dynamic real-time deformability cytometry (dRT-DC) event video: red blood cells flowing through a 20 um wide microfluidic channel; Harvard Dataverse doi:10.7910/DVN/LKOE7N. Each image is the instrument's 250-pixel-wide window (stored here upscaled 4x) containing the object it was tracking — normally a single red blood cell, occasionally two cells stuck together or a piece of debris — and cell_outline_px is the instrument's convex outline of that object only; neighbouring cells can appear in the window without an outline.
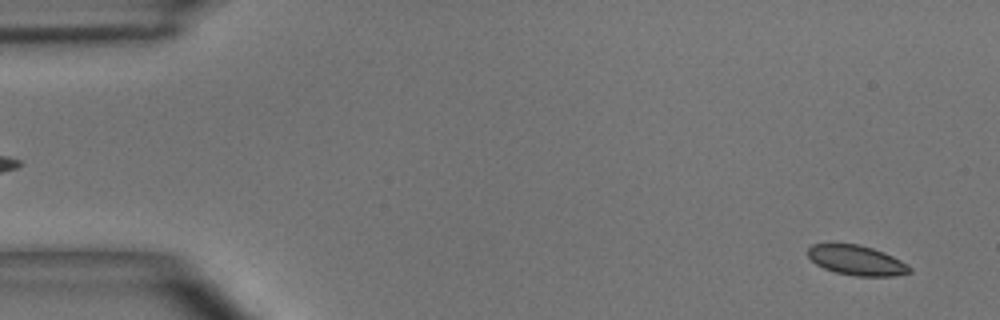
{"species": "common noctule bat (a hibernating species)", "species_latin": "Nyctalus noctula", "temperature_condition": "room temperature", "stored_images_in_passage": 34, "camera_frame_rate_fps": 3000, "um_per_image_px": 0.085, "animal": {"sex": "male", "body_mass_g": 15.6}, "frame": {"image": 1, "passage_image": 2, "time_ms": 0.333, "image_size_px": [1000, 320], "cell_outline_px": [[912, 272], [896, 276], [856, 276], [836, 272], [824, 268], [816, 264], [808, 256], [808, 248], [812, 244], [860, 244], [884, 252], [908, 264], [912, 268]], "centroid_in_image_um": [72.84, 22.13], "position_along_channel_um": 12.2, "area_um2": 17.69}}
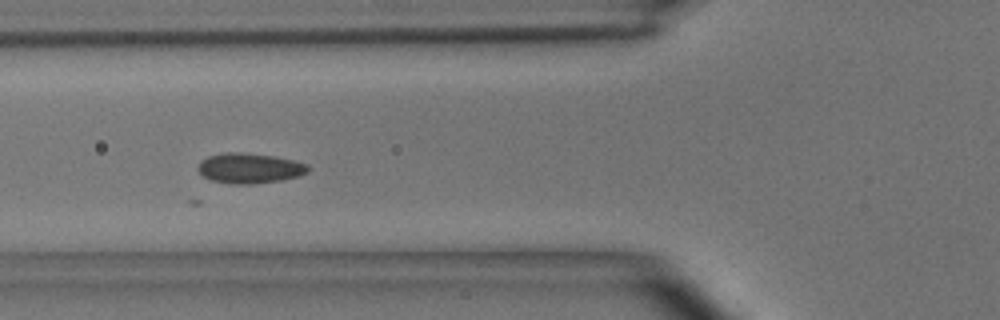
{"frame": {"image": 2, "passage_image": 18, "time_ms": 5.667, "image_size_px": [1000, 320], "cell_outline_px": [[312, 168], [308, 172], [300, 176], [280, 180], [252, 184], [232, 184], [212, 180], [200, 176], [196, 168], [200, 160], [208, 156], [224, 152], [240, 152], [272, 156], [292, 160], [308, 164]], "centroid_in_image_um": [21.18, 14.3], "position_along_channel_um": 104.6, "area_um2": 19.59}}
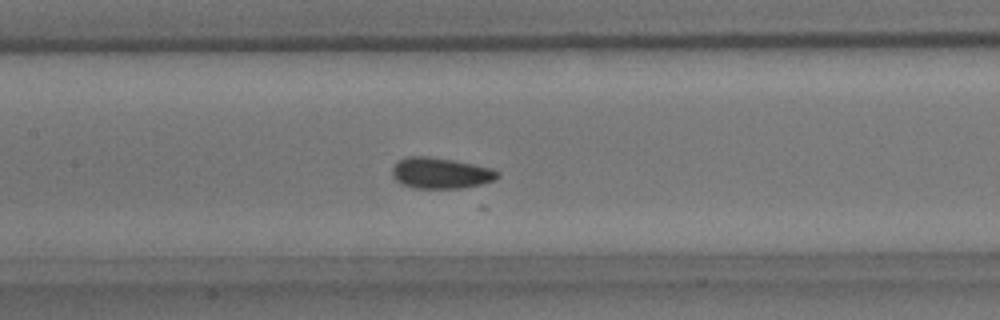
{"frame": {"image": 3, "passage_image": 23, "time_ms": 7.333, "image_size_px": [1000, 320], "cell_outline_px": [[500, 176], [496, 180], [480, 184], [460, 188], [412, 188], [400, 184], [392, 176], [392, 168], [400, 160], [408, 156], [428, 156], [452, 160], [492, 168], [500, 172]], "centroid_in_image_um": [37.46, 14.72], "position_along_channel_um": 169.9, "area_um2": 19.02}}